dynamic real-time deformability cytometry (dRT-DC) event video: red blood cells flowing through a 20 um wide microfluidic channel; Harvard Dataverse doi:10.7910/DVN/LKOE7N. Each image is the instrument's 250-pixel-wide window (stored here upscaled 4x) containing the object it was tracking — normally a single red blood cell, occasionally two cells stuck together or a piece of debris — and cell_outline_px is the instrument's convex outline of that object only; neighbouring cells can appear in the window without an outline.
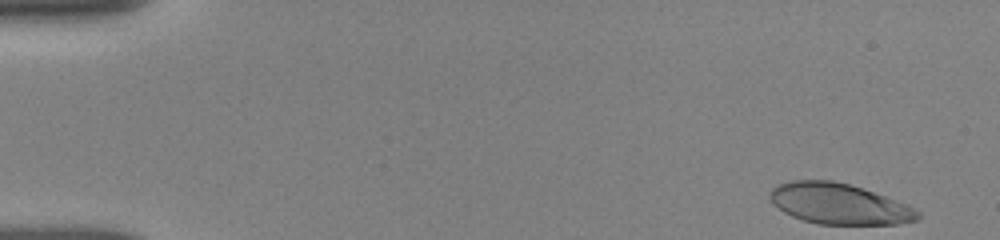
{"species": "human", "species_latin": "Homo sapiens", "temperature_condition": "room temperature", "stored_images_in_passage": 10, "camera_frame_rate_fps": 3000, "um_per_image_px": 0.085, "donor": {"sex": "female"}, "frame": {"image": 1, "passage_image": 1, "time_ms": 0.0, "image_size_px": [1000, 240], "cell_outline_px": [[920, 220], [896, 224], [816, 224], [792, 216], [784, 212], [772, 204], [768, 196], [768, 192], [772, 188], [780, 184], [792, 180], [832, 180], [848, 184], [908, 204], [920, 212]], "centroid_in_image_um": [71.3, 17.33], "position_along_channel_um": 13.7, "area_um2": 35.08}}
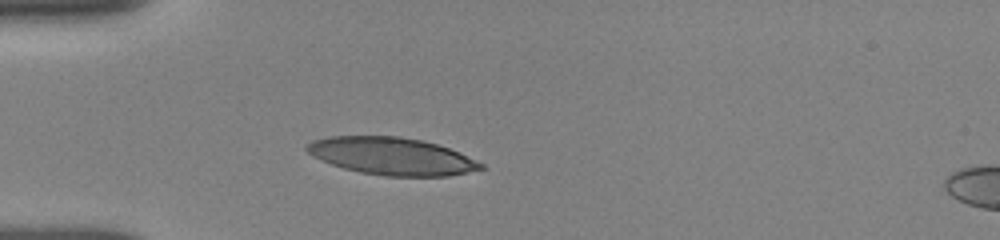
{"frame": {"image": 2, "passage_image": 9, "time_ms": 4.0, "image_size_px": [1000, 240], "cell_outline_px": [[484, 168], [448, 176], [384, 176], [360, 172], [344, 168], [320, 160], [312, 156], [304, 148], [312, 140], [328, 136], [400, 136], [420, 140], [436, 144], [448, 148], [476, 160], [484, 164]], "centroid_in_image_um": [33.25, 13.27], "position_along_channel_um": 51.7, "area_um2": 37.74}}